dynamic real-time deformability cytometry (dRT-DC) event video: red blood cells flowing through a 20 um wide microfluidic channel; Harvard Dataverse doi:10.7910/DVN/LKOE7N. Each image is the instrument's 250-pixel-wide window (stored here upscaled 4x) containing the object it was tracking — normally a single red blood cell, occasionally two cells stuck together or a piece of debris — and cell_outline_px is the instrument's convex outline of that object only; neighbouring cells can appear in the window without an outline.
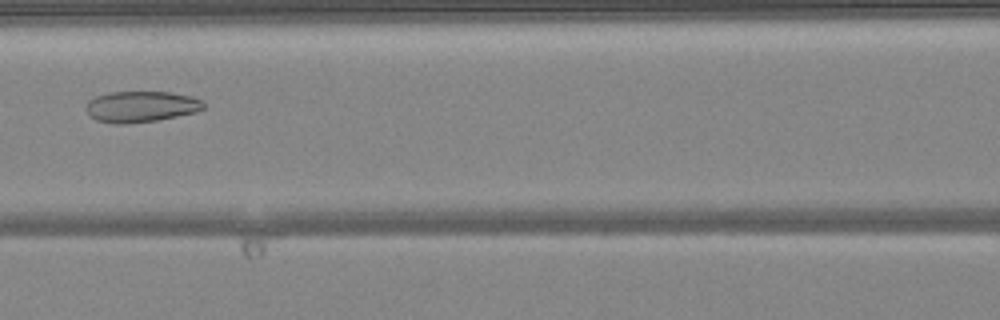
{"species": "common noctule bat (a hibernating species)", "species_latin": "Nyctalus noctula", "temperature_condition": "warm", "stored_images_in_passage": 49, "camera_frame_rate_fps": 3000, "um_per_image_px": 0.085, "animal": {"sex": "female", "body_mass_g": 24.6, "forearm_length_mm": 56.2}, "frame": {"image": 1, "passage_image": 22, "time_ms": 7.0, "image_size_px": [1000, 320], "cell_outline_px": [[204, 108], [196, 112], [156, 120], [124, 124], [112, 124], [96, 120], [88, 116], [84, 108], [88, 100], [96, 96], [108, 92], [168, 92], [192, 96], [200, 100], [204, 104]], "centroid_in_image_um": [11.91, 9.06], "position_along_channel_um": 154.7, "area_um2": 21.39}}
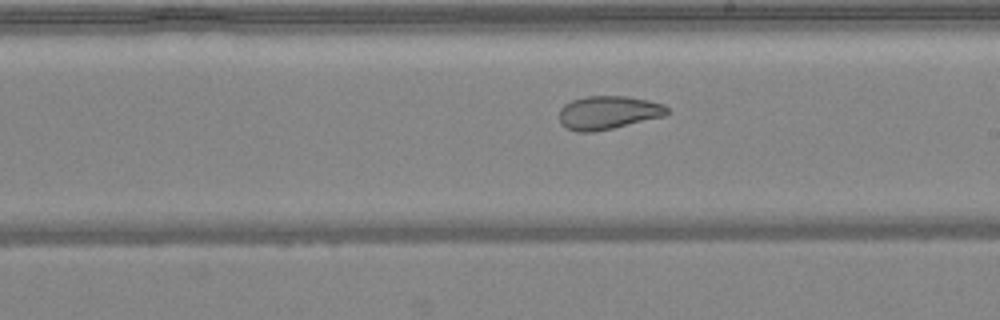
{"frame": {"image": 2, "passage_image": 28, "time_ms": 9.0, "image_size_px": [1000, 320], "cell_outline_px": [[668, 112], [664, 116], [612, 128], [592, 132], [576, 132], [560, 124], [560, 108], [564, 104], [572, 100], [584, 96], [628, 96], [648, 100], [664, 104], [668, 108]], "centroid_in_image_um": [51.68, 9.56], "position_along_channel_um": 237.3, "area_um2": 20.98}}
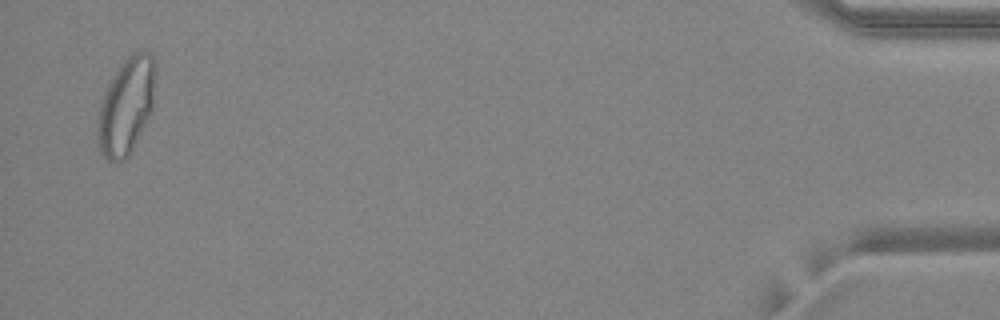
{"frame": {"image": 3, "passage_image": 48, "time_ms": 15.667, "image_size_px": [1000, 320], "cell_outline_px": [[156, 68], [152, 112], [128, 156], [124, 160], [108, 160], [100, 152], [96, 140], [96, 116], [100, 100], [112, 76], [120, 64], [128, 56], [136, 52], [148, 52], [152, 56]], "centroid_in_image_um": [10.69, 9.02], "position_along_channel_um": 424.5, "area_um2": 32.89}, "authors_computed_cell_mechanics": {"area_um2": 27.5706, "velocity_mm_per_s": 4.1521, "shape_relaxation_time_tau1_ms": null, "shape_relaxation_time_tau2_ms": 1.704, "deformation_change_tau1": null, "deformation_change_tau2": 0.0861}}